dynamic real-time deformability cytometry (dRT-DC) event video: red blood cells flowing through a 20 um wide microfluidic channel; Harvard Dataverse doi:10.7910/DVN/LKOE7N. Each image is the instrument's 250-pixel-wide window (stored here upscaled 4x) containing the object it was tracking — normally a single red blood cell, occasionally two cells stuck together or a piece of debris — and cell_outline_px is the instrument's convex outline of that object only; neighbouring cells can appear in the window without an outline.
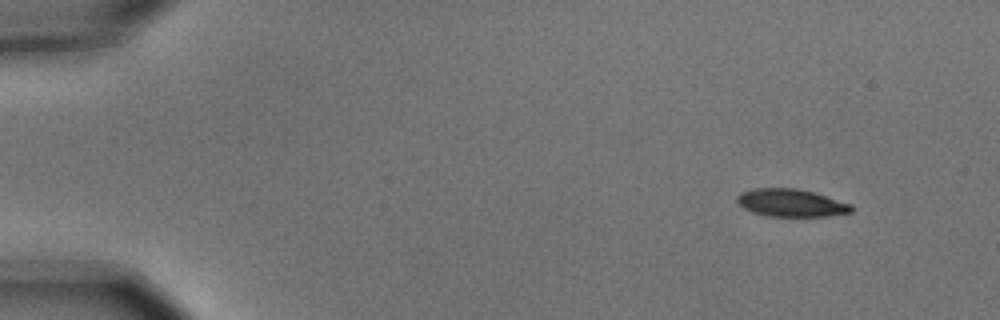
{"species": "common noctule bat (a hibernating species)", "species_latin": "Nyctalus noctula", "temperature_condition": "cold", "stored_images_in_passage": 3, "camera_frame_rate_fps": 3000, "um_per_image_px": 0.085, "animal": {"sex": "male", "body_mass_g": 15.6}, "frame": {"image": 1, "passage_image": 1, "time_ms": 0.0, "image_size_px": [1000, 320], "cell_outline_px": [[852, 212], [828, 216], [768, 216], [752, 212], [744, 208], [736, 200], [736, 196], [740, 192], [752, 188], [796, 188], [812, 192], [852, 204]], "centroid_in_image_um": [67.21, 17.24], "position_along_channel_um": 17.8, "area_um2": 18.38}}